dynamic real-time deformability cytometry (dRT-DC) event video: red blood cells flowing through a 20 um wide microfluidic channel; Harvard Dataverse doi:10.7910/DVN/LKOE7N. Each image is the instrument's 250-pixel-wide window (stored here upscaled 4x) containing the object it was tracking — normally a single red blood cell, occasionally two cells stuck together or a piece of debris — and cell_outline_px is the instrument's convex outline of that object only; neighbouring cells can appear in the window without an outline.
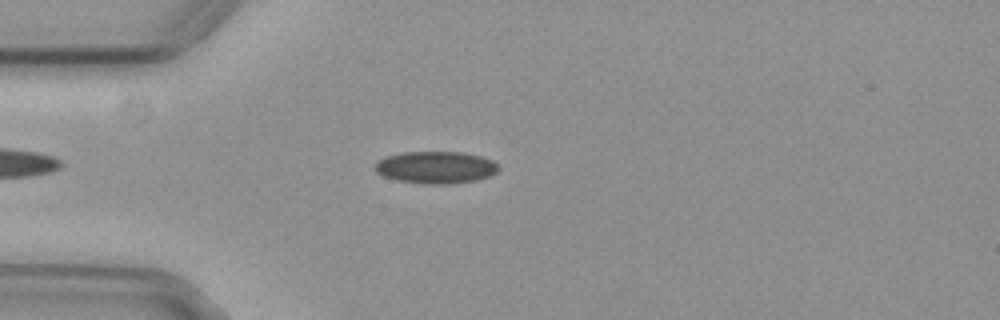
{"species": "common noctule bat (a hibernating species)", "species_latin": "Nyctalus noctula", "temperature_condition": "cold", "stored_images_in_passage": 44, "camera_frame_rate_fps": 3000, "um_per_image_px": 0.085, "animal": {"sex": "female", "body_mass_g": 29.2, "forearm_length_mm": 56.3}, "frame": {"image": 1, "passage_image": 7, "time_ms": 2.0, "image_size_px": [1000, 320], "cell_outline_px": [[500, 168], [496, 172], [488, 176], [476, 180], [452, 184], [420, 184], [396, 180], [380, 176], [372, 168], [380, 160], [388, 156], [404, 152], [460, 152], [480, 156], [492, 160], [500, 164]], "centroid_in_image_um": [37.03, 14.24], "position_along_channel_um": 48.0, "area_um2": 23.35}}
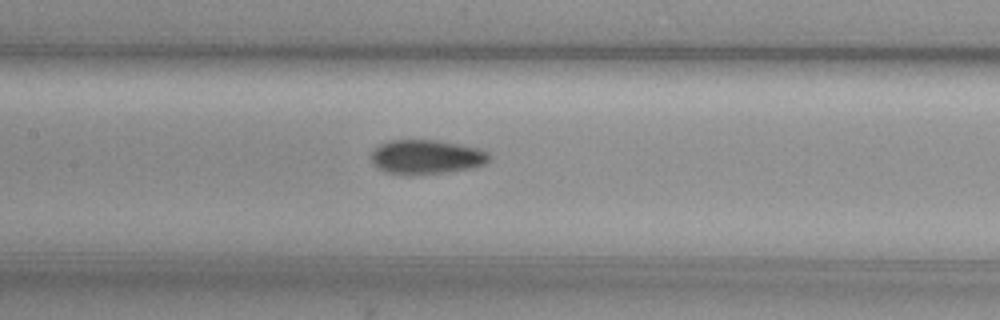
{"frame": {"image": 2, "passage_image": 18, "time_ms": 5.667, "image_size_px": [1000, 320], "cell_outline_px": [[488, 160], [484, 164], [472, 168], [448, 172], [412, 176], [408, 176], [384, 172], [376, 168], [372, 164], [372, 152], [380, 144], [392, 140], [432, 140], [456, 144], [476, 148], [488, 152]], "centroid_in_image_um": [36.18, 13.37], "position_along_channel_um": 171.2, "area_um2": 23.64}}
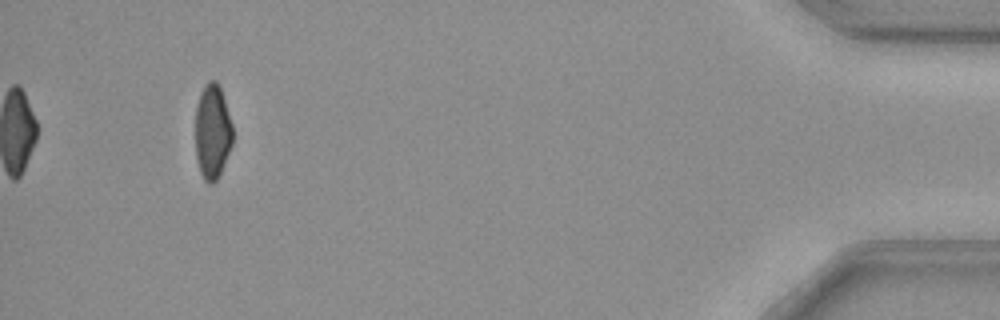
{"frame": {"image": 3, "passage_image": 44, "time_ms": 14.333, "image_size_px": [1000, 320], "cell_outline_px": [[232, 144], [220, 172], [216, 180], [212, 184], [208, 184], [204, 180], [200, 172], [196, 160], [196, 108], [200, 92], [204, 84], [208, 80], [216, 80], [220, 88], [232, 124]], "centroid_in_image_um": [18.04, 11.19], "position_along_channel_um": 417.2, "area_um2": 20.46}, "authors_computed_cell_mechanics": {"area_um2": 23.0911, "velocity_mm_per_s": 3.7291, "shape_relaxation_time_tau1_ms": 4.5351, "shape_relaxation_time_tau2_ms": 9.9, "deformation_change_tau1": 0.0949, "deformation_change_tau2": 0.1201}}